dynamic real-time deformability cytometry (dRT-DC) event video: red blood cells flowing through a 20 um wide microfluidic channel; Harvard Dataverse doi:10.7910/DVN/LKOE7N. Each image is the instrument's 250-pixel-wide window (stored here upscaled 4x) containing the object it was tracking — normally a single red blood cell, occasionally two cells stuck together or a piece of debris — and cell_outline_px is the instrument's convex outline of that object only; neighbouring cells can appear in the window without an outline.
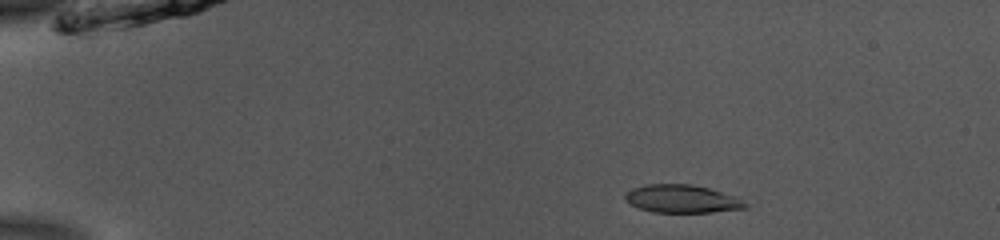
{"species": "common noctule bat (a hibernating species)", "species_latin": "Nyctalus noctula", "temperature_condition": "room temperature", "stored_images_in_passage": 44, "camera_frame_rate_fps": 3000, "um_per_image_px": 0.085, "animal": {"sex": "male", "body_mass_g": 13.0, "forearm_length_mm": 53.1}, "frame": {"image": 1, "passage_image": 1, "time_ms": 0.0, "image_size_px": [1000, 240], "cell_outline_px": [[748, 204], [744, 208], [712, 212], [652, 212], [640, 208], [624, 200], [624, 196], [632, 188], [644, 184], [692, 184], [708, 188], [736, 196]], "centroid_in_image_um": [57.95, 16.89], "position_along_channel_um": 27.0, "area_um2": 19.48}}
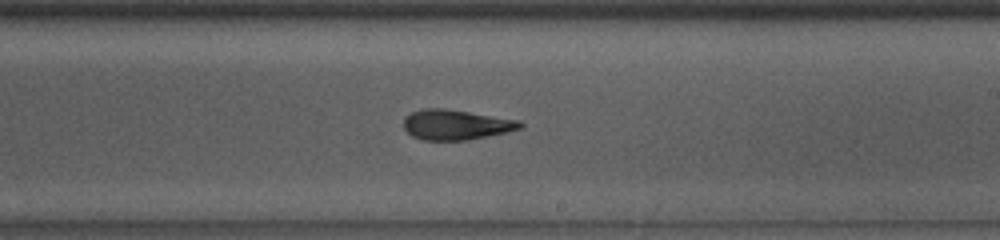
{"frame": {"image": 2, "passage_image": 24, "time_ms": 7.667, "image_size_px": [1000, 240], "cell_outline_px": [[524, 124], [520, 128], [504, 132], [464, 140], [424, 140], [412, 136], [404, 128], [404, 120], [412, 112], [424, 108], [444, 108], [520, 120]], "centroid_in_image_um": [38.74, 10.59], "position_along_channel_um": 250.3, "area_um2": 20.06}}
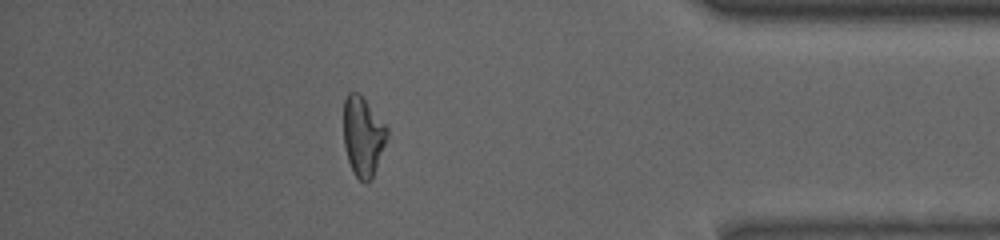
{"frame": {"image": 3, "passage_image": 38, "time_ms": 12.333, "image_size_px": [1000, 240], "cell_outline_px": [[388, 136], [372, 180], [364, 184], [352, 172], [348, 160], [344, 144], [344, 100], [348, 92], [356, 92], [364, 100], [388, 128]], "centroid_in_image_um": [30.85, 11.64], "position_along_channel_um": 404.4, "area_um2": 20.0}, "authors_computed_cell_mechanics": {"area_um2": 20.4034, "velocity_mm_per_s": 3.9223, "shape_relaxation_time_tau1_ms": 4.8421, "shape_relaxation_time_tau2_ms": 1.7683, "deformation_change_tau1": 0.1733, "deformation_change_tau2": 0.1046}}